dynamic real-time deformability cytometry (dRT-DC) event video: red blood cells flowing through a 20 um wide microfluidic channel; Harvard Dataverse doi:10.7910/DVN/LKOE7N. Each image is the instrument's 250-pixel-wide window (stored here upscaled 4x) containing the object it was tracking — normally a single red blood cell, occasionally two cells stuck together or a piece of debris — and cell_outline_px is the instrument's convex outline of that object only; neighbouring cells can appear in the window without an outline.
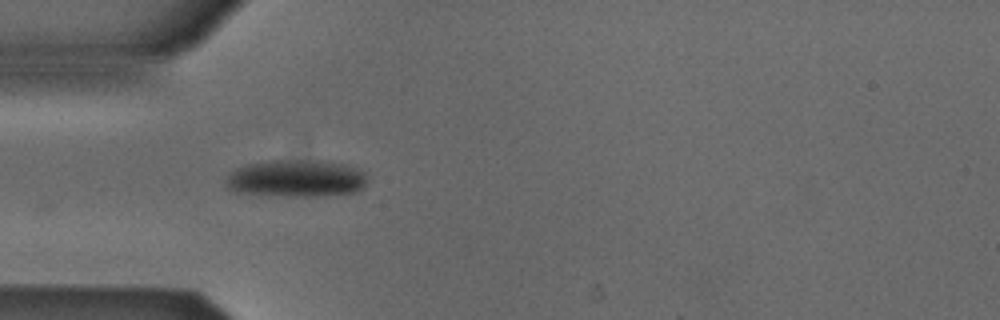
{"species": "Egyptian fruit bat (a non-hibernating species)", "species_latin": "Rousettus aegyptiacus", "temperature_condition": "cold", "stored_images_in_passage": 38, "camera_frame_rate_fps": 3000, "um_per_image_px": 0.085, "animal": {"sex": "male"}, "frame": {"image": 1, "passage_image": 1, "time_ms": 0.0, "image_size_px": [1000, 320], "cell_outline_px": [[364, 188], [356, 192], [324, 196], [288, 196], [236, 192], [228, 188], [224, 184], [224, 180], [236, 168], [248, 164], [272, 160], [324, 160], [344, 164], [356, 168], [364, 172]], "centroid_in_image_um": [25.17, 15.16], "position_along_channel_um": 59.8, "area_um2": 30.75}}
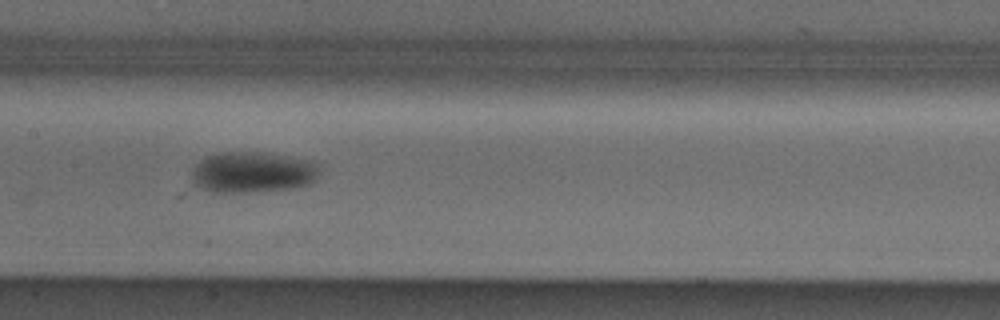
{"frame": {"image": 2, "passage_image": 11, "time_ms": 3.333, "image_size_px": [1000, 320], "cell_outline_px": [[320, 172], [316, 180], [312, 184], [292, 188], [244, 192], [212, 192], [200, 188], [192, 180], [192, 172], [196, 164], [204, 156], [216, 152], [256, 152], [312, 160], [320, 164]], "centroid_in_image_um": [21.5, 14.63], "position_along_channel_um": 185.9, "area_um2": 30.75}}
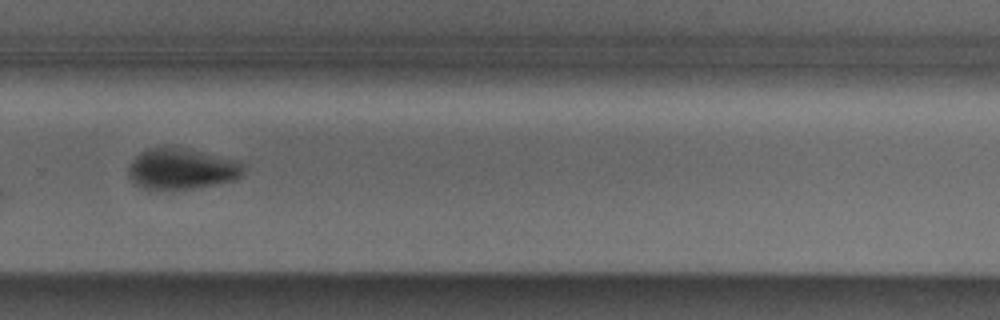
{"frame": {"image": 3, "passage_image": 21, "time_ms": 6.667, "image_size_px": [1000, 320], "cell_outline_px": [[244, 172], [236, 180], [220, 184], [172, 192], [140, 188], [128, 176], [128, 164], [140, 152], [148, 148], [184, 148], [236, 160], [244, 164]], "centroid_in_image_um": [15.42, 14.41], "position_along_channel_um": 314.4, "area_um2": 28.03}}